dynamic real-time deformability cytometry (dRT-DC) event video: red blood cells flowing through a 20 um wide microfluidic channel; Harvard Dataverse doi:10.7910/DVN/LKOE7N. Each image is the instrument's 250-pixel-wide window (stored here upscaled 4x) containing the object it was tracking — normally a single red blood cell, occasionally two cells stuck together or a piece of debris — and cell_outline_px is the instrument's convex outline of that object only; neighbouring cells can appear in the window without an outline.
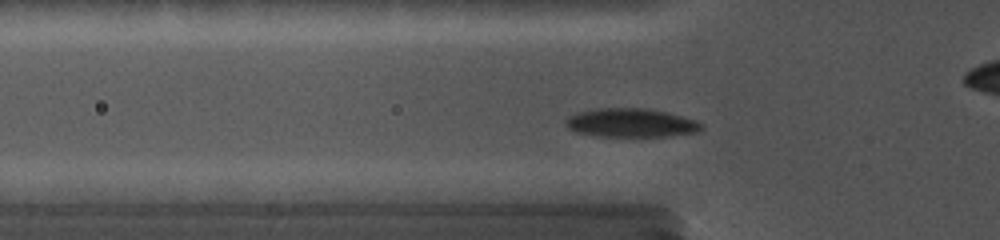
{"species": "common noctule bat (a hibernating species)", "species_latin": "Nyctalus noctula", "temperature_condition": "cold", "stored_images_in_passage": 32, "camera_frame_rate_fps": 5000, "um_per_image_px": 0.085, "animal": {"sex": "female", "body_mass_g": 19.0, "forearm_length_mm": 56.7}, "frame": {"image": 1, "passage_image": 8, "time_ms": 3.4, "image_size_px": [1000, 240], "cell_outline_px": [[704, 128], [696, 132], [668, 136], [600, 136], [576, 132], [568, 128], [564, 124], [568, 116], [580, 112], [596, 108], [644, 108], [668, 112], [696, 120], [704, 124]], "centroid_in_image_um": [53.65, 10.43], "position_along_channel_um": 72.1, "area_um2": 22.72}}
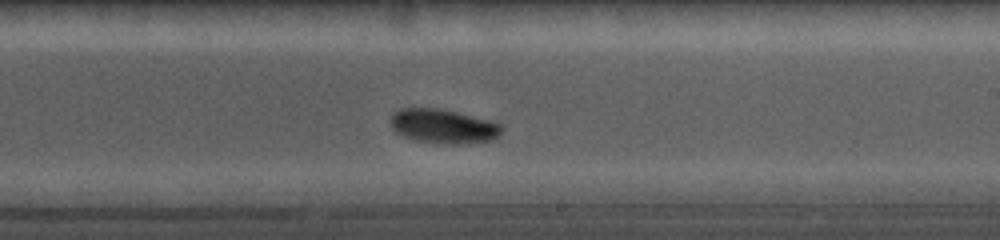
{"frame": {"image": 2, "passage_image": 18, "time_ms": 8.2, "image_size_px": [1000, 240], "cell_outline_px": [[504, 128], [492, 140], [464, 144], [448, 144], [416, 140], [404, 136], [396, 132], [388, 124], [388, 120], [392, 112], [400, 108], [440, 108], [488, 120], [500, 124]], "centroid_in_image_um": [37.61, 10.72], "position_along_channel_um": 251.4, "area_um2": 22.25}}
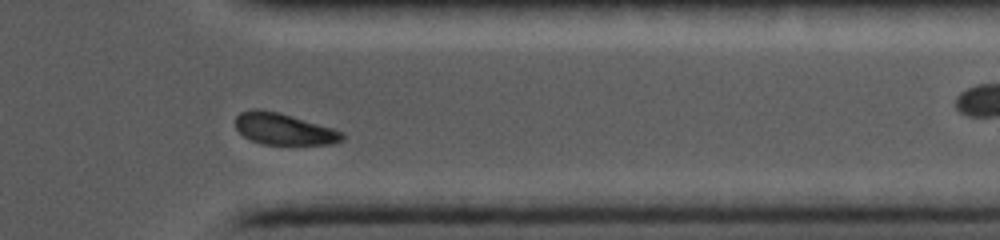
{"frame": {"image": 3, "passage_image": 25, "time_ms": 11.8, "image_size_px": [1000, 240], "cell_outline_px": [[344, 140], [336, 144], [260, 144], [244, 136], [236, 128], [236, 116], [240, 112], [252, 108], [256, 108], [276, 112], [292, 116], [332, 128], [344, 132]], "centroid_in_image_um": [24.14, 10.97], "position_along_channel_um": 387.3, "area_um2": 19.54}}